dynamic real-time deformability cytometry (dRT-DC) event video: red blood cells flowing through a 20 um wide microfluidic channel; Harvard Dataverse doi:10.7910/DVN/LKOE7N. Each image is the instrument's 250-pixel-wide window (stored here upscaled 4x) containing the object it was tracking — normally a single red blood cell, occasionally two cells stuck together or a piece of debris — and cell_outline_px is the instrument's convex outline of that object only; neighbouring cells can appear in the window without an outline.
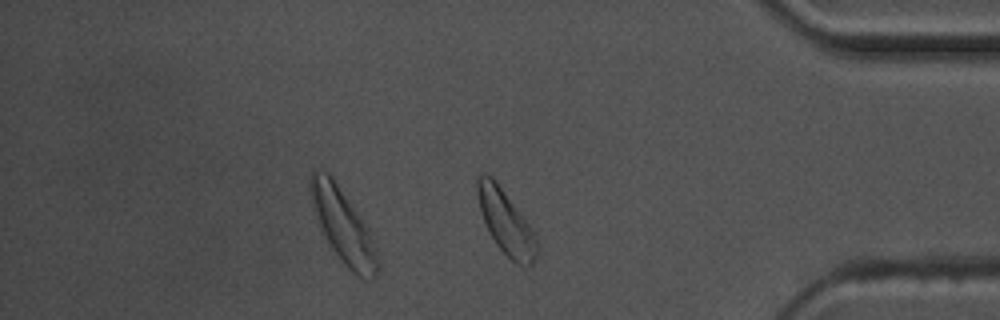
{"species": "common noctule bat (a hibernating species)", "species_latin": "Nyctalus noctula", "temperature_condition": "warm", "stored_images_in_passage": 34, "camera_frame_rate_fps": 3000, "um_per_image_px": 0.085, "animal": {"sex": "male", "body_mass_g": 17.5, "forearm_length_mm": 52.3}, "frame": {"image": 1, "passage_image": 33, "time_ms": 10.667, "image_size_px": [1000, 320], "cell_outline_px": [[536, 256], [532, 264], [516, 264], [496, 244], [488, 232], [480, 208], [476, 192], [476, 176], [480, 172], [484, 172], [492, 176], [496, 180], [528, 224], [536, 240]], "centroid_in_image_um": [42.92, 18.8], "position_along_channel_um": 392.3, "area_um2": 21.68}}